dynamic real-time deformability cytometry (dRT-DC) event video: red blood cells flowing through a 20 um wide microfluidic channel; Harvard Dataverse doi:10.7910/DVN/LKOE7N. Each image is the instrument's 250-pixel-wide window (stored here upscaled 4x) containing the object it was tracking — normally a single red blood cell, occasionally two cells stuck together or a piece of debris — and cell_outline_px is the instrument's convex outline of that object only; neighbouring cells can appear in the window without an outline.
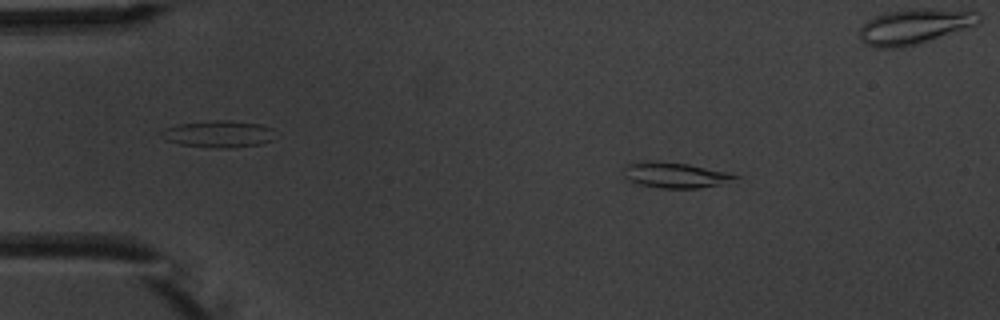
{"species": "common noctule bat (a hibernating species)", "species_latin": "Nyctalus noctula", "temperature_condition": "warm", "stored_images_in_passage": 5, "camera_frame_rate_fps": 3000, "um_per_image_px": 0.085, "animal": {"sex": "male", "body_mass_g": 20.1, "forearm_length_mm": 53.5}, "frame": {"image": 1, "passage_image": 2, "time_ms": 1.0, "image_size_px": [1000, 320], "cell_outline_px": [[740, 176], [720, 184], [700, 188], [660, 188], [640, 184], [628, 180], [624, 176], [624, 164], [644, 160], [688, 164], [728, 172]], "centroid_in_image_um": [57.32, 14.87], "position_along_channel_um": 27.7, "area_um2": 16.47}}